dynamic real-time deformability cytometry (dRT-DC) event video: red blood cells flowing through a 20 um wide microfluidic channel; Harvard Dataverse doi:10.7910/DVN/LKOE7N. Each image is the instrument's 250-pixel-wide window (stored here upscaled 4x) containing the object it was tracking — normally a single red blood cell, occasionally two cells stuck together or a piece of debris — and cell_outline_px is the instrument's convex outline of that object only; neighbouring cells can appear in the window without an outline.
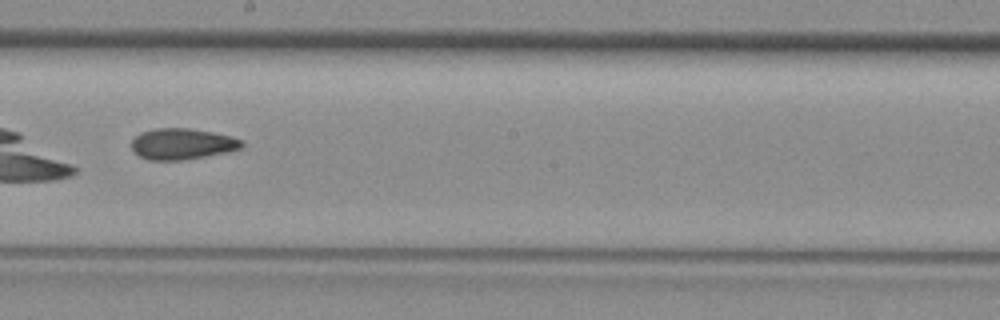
{"species": "common noctule bat (a hibernating species)", "species_latin": "Nyctalus noctula", "temperature_condition": "room temperature", "stored_images_in_passage": 32, "camera_frame_rate_fps": 3000, "um_per_image_px": 0.085, "animal": {"sex": "female", "body_mass_g": 29.2, "forearm_length_mm": 56.3}, "frame": {"image": 1, "passage_image": 14, "time_ms": 4.333, "image_size_px": [1000, 320], "cell_outline_px": [[244, 144], [240, 148], [224, 152], [204, 156], [180, 160], [148, 160], [140, 156], [132, 148], [132, 140], [140, 132], [156, 128], [188, 128], [212, 132], [232, 136], [240, 140]], "centroid_in_image_um": [15.45, 12.22], "position_along_channel_um": 232.7, "area_um2": 19.65}}
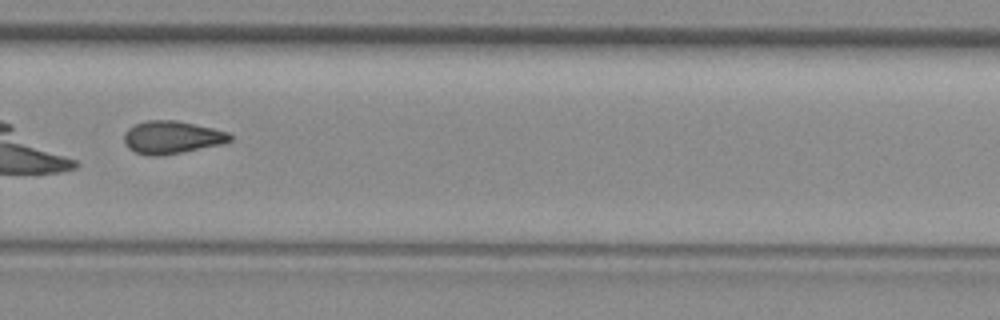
{"frame": {"image": 2, "passage_image": 19, "time_ms": 6.0, "image_size_px": [1000, 320], "cell_outline_px": [[232, 140], [224, 144], [160, 156], [152, 156], [136, 152], [128, 148], [124, 140], [124, 132], [128, 128], [136, 124], [148, 120], [176, 120], [212, 128], [228, 132], [232, 136]], "centroid_in_image_um": [14.62, 11.67], "position_along_channel_um": 315.2, "area_um2": 20.17}}